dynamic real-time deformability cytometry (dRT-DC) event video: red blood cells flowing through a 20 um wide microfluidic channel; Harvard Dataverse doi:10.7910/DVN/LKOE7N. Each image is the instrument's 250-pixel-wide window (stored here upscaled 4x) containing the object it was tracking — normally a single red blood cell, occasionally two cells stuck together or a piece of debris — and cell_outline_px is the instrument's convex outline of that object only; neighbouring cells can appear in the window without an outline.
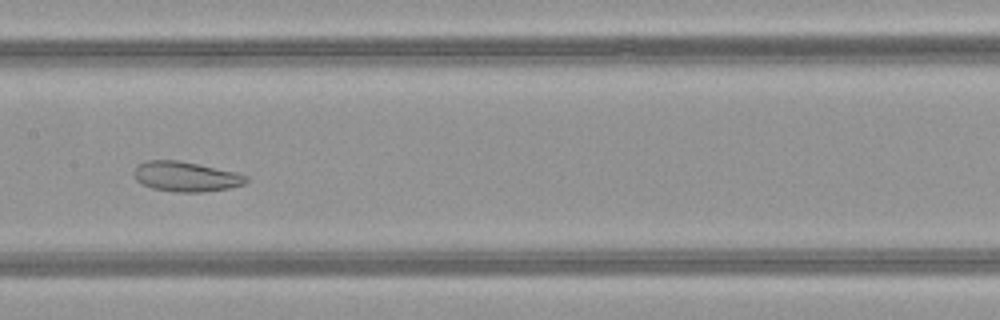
{"species": "common noctule bat (a hibernating species)", "species_latin": "Nyctalus noctula", "temperature_condition": "warm", "stored_images_in_passage": 52, "camera_frame_rate_fps": 3000, "um_per_image_px": 0.085, "animal": {"sex": "female", "body_mass_g": 21.9}, "frame": {"image": 1, "passage_image": 27, "time_ms": 8.667, "image_size_px": [1000, 320], "cell_outline_px": [[248, 180], [244, 184], [228, 188], [204, 192], [172, 192], [152, 188], [140, 184], [136, 180], [132, 172], [136, 164], [144, 160], [180, 160], [236, 172], [248, 176]], "centroid_in_image_um": [15.74, 15.0], "position_along_channel_um": 191.7, "area_um2": 19.94}}
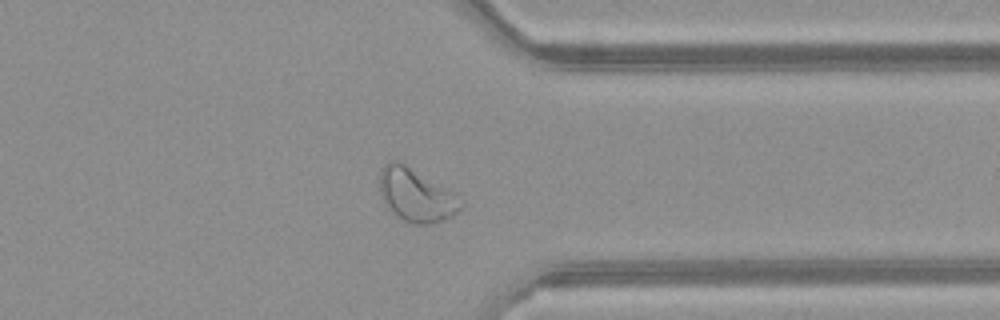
{"frame": {"image": 2, "passage_image": 41, "time_ms": 13.333, "image_size_px": [1000, 320], "cell_outline_px": [[464, 208], [452, 216], [436, 224], [412, 224], [404, 220], [388, 208], [380, 192], [380, 172], [384, 164], [388, 160], [400, 160], [456, 192], [464, 200]], "centroid_in_image_um": [35.44, 16.56], "position_along_channel_um": 376.0, "area_um2": 25.84}}
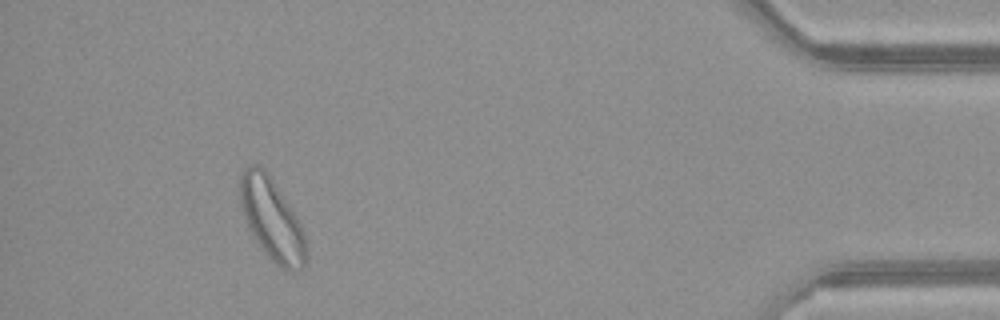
{"frame": {"image": 3, "passage_image": 48, "time_ms": 15.667, "image_size_px": [1000, 320], "cell_outline_px": [[308, 256], [304, 268], [292, 272], [288, 272], [280, 268], [272, 260], [256, 240], [248, 228], [240, 204], [236, 188], [240, 172], [244, 168], [252, 164], [260, 164], [264, 168], [296, 216], [304, 232], [308, 252]], "centroid_in_image_um": [23.08, 18.63], "position_along_channel_um": 412.1, "area_um2": 31.96}, "authors_computed_cell_mechanics": {"area_um2": 28.8422, "velocity_mm_per_s": 4.0324, "shape_relaxation_time_tau1_ms": null, "shape_relaxation_time_tau2_ms": 3.7251, "deformation_change_tau1": null, "deformation_change_tau2": 0.1287}}